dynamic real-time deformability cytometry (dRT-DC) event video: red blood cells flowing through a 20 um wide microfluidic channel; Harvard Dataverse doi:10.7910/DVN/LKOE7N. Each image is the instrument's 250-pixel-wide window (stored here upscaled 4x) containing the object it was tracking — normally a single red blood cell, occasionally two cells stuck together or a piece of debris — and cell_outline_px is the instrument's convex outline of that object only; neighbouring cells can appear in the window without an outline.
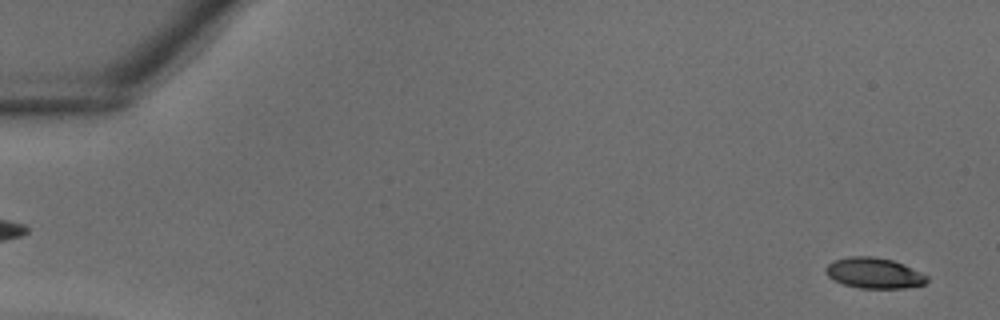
{"species": "common noctule bat (a hibernating species)", "species_latin": "Nyctalus noctula", "temperature_condition": "warm", "stored_images_in_passage": 38, "camera_frame_rate_fps": 3000, "um_per_image_px": 0.085, "animal": {"sex": "male", "body_mass_g": 18.8}, "frame": {"image": 1, "passage_image": 1, "time_ms": 0.0, "image_size_px": [1000, 320], "cell_outline_px": [[928, 280], [924, 284], [904, 288], [860, 288], [844, 284], [828, 276], [824, 272], [824, 268], [828, 264], [836, 260], [848, 256], [872, 256], [892, 260], [928, 276]], "centroid_in_image_um": [74.26, 23.21], "position_along_channel_um": 10.7, "area_um2": 17.8}}
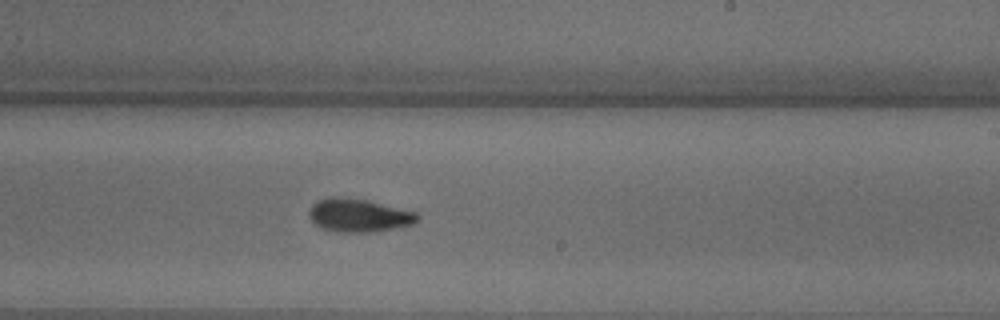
{"frame": {"image": 2, "passage_image": 23, "time_ms": 7.333, "image_size_px": [1000, 320], "cell_outline_px": [[420, 220], [412, 224], [376, 232], [340, 232], [320, 228], [312, 220], [308, 212], [312, 204], [320, 200], [332, 196], [340, 196], [364, 200], [416, 212], [420, 216]], "centroid_in_image_um": [30.49, 18.31], "position_along_channel_um": 258.5, "area_um2": 20.81}}
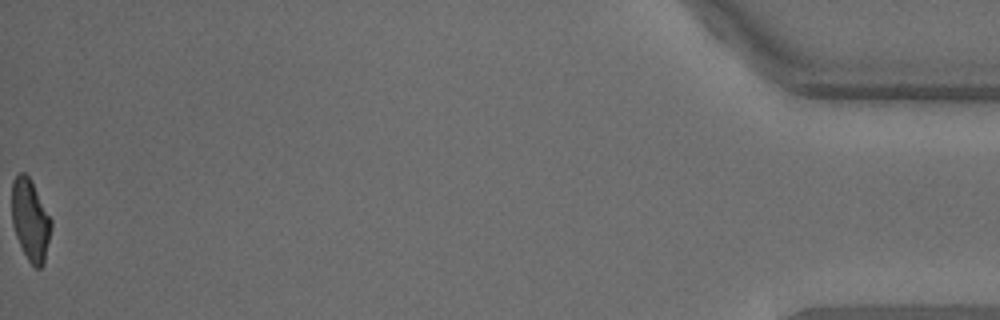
{"frame": {"image": 3, "passage_image": 38, "time_ms": 12.333, "image_size_px": [1000, 320], "cell_outline_px": [[52, 224], [44, 264], [40, 268], [36, 268], [28, 260], [16, 236], [12, 224], [12, 180], [20, 172], [24, 172], [32, 180], [52, 220]], "centroid_in_image_um": [2.58, 18.67], "position_along_channel_um": 432.6, "area_um2": 18.73}}